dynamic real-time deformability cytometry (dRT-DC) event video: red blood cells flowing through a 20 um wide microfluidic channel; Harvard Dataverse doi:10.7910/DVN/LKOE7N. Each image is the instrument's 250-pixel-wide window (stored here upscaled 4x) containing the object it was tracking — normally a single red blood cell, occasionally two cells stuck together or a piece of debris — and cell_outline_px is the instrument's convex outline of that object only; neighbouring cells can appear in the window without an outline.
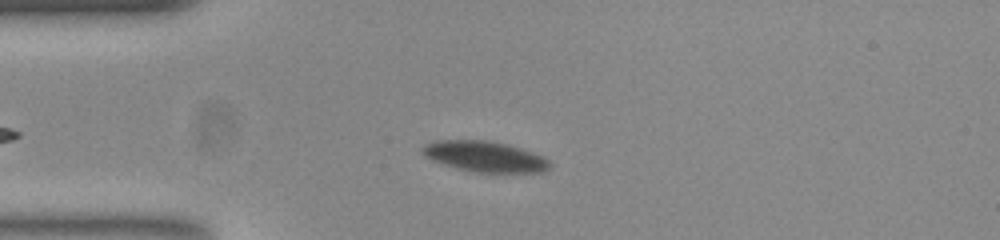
{"species": "common noctule bat (a hibernating species)", "species_latin": "Nyctalus noctula", "temperature_condition": "room temperature", "stored_images_in_passage": 42, "camera_frame_rate_fps": 3000, "um_per_image_px": 0.085, "animal": {"sex": "female", "body_mass_g": 23.0, "forearm_length_mm": 53.4}, "frame": {"image": 1, "passage_image": 9, "time_ms": 2.667, "image_size_px": [1000, 240], "cell_outline_px": [[552, 164], [544, 172], [476, 172], [444, 164], [432, 160], [424, 156], [420, 152], [420, 148], [424, 144], [436, 140], [488, 140], [508, 144], [544, 156]], "centroid_in_image_um": [41.19, 13.29], "position_along_channel_um": 43.8, "area_um2": 22.77}}
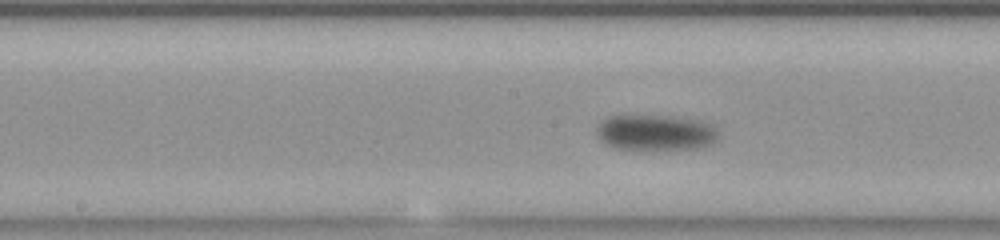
{"frame": {"image": 2, "passage_image": 23, "time_ms": 7.333, "image_size_px": [1000, 240], "cell_outline_px": [[720, 136], [712, 144], [704, 148], [668, 152], [632, 152], [612, 148], [600, 140], [596, 136], [596, 128], [600, 120], [608, 116], [620, 112], [624, 112], [672, 116], [700, 120], [712, 124], [716, 128]], "centroid_in_image_um": [55.66, 11.29], "position_along_channel_um": 192.5, "area_um2": 28.26}}
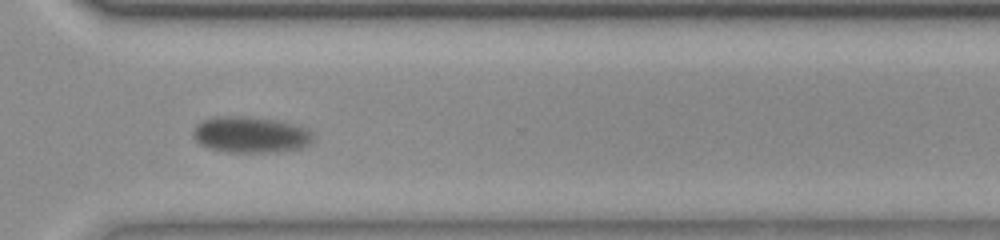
{"frame": {"image": 3, "passage_image": 36, "time_ms": 11.667, "image_size_px": [1000, 240], "cell_outline_px": [[312, 144], [300, 148], [276, 152], [228, 152], [208, 148], [200, 144], [192, 136], [192, 132], [196, 124], [204, 120], [216, 116], [244, 116], [272, 120], [296, 124], [308, 128], [312, 132]], "centroid_in_image_um": [21.3, 11.45], "position_along_channel_um": 349.3, "area_um2": 25.43}}